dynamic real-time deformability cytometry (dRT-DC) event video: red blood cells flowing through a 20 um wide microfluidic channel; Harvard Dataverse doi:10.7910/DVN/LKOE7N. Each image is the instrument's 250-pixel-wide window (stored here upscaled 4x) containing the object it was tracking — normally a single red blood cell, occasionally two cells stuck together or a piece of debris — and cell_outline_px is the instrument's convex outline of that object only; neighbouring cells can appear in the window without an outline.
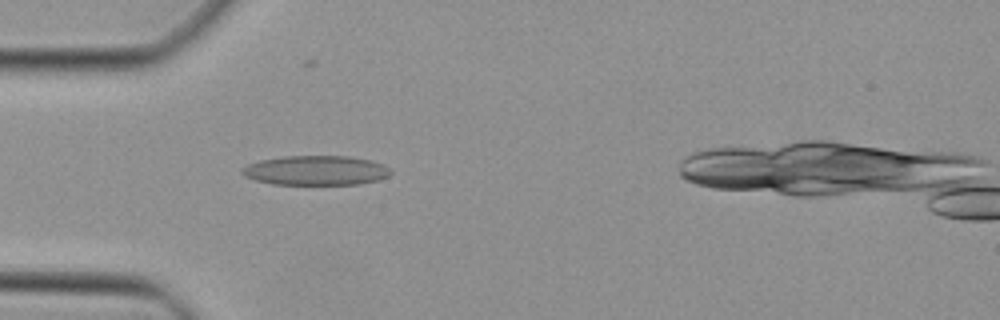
{"species": "Egyptian fruit bat (a non-hibernating species)", "species_latin": "Rousettus aegyptiacus", "temperature_condition": "cold", "stored_images_in_passage": 39, "camera_frame_rate_fps": 3000, "um_per_image_px": 0.085, "animal": {"sex": "female"}, "frame": {"image": 1, "passage_image": 9, "time_ms": 2.667, "image_size_px": [1000, 320], "cell_outline_px": [[392, 172], [388, 176], [380, 180], [360, 184], [272, 184], [256, 180], [244, 176], [240, 172], [240, 168], [248, 164], [260, 160], [284, 156], [348, 156], [372, 160], [384, 164]], "centroid_in_image_um": [26.86, 14.48], "position_along_channel_um": 58.1, "area_um2": 25.78}}
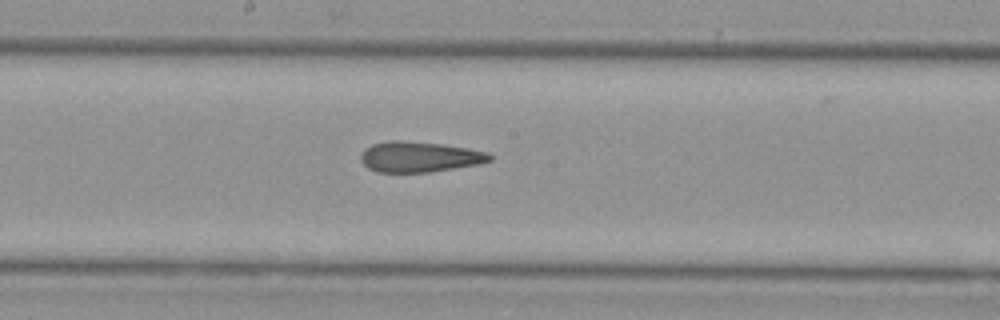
{"frame": {"image": 2, "passage_image": 20, "time_ms": 6.333, "image_size_px": [1000, 320], "cell_outline_px": [[492, 160], [480, 164], [428, 172], [376, 172], [368, 168], [360, 160], [360, 156], [364, 148], [372, 144], [388, 140], [400, 140], [444, 144], [468, 148], [488, 152], [492, 156]], "centroid_in_image_um": [35.64, 13.32], "position_along_channel_um": 212.6, "area_um2": 23.12}}
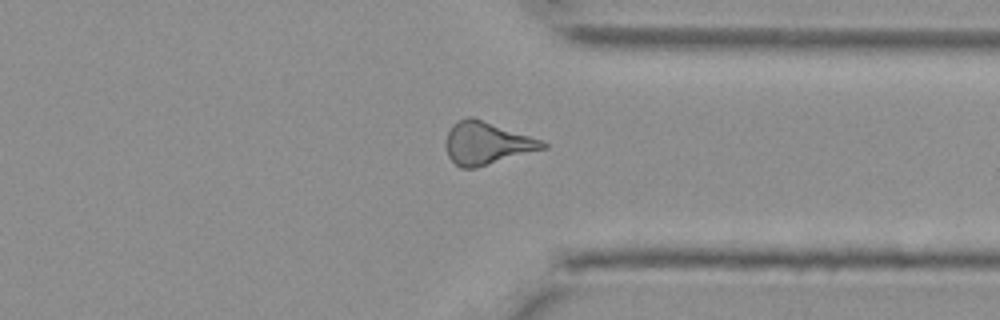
{"frame": {"image": 3, "passage_image": 31, "time_ms": 10.0, "image_size_px": [1000, 320], "cell_outline_px": [[548, 148], [476, 168], [460, 168], [448, 156], [444, 144], [448, 132], [452, 124], [456, 120], [468, 116], [472, 116], [544, 140], [548, 144]], "centroid_in_image_um": [41.39, 12.16], "position_along_channel_um": 370.0, "area_um2": 24.51}}